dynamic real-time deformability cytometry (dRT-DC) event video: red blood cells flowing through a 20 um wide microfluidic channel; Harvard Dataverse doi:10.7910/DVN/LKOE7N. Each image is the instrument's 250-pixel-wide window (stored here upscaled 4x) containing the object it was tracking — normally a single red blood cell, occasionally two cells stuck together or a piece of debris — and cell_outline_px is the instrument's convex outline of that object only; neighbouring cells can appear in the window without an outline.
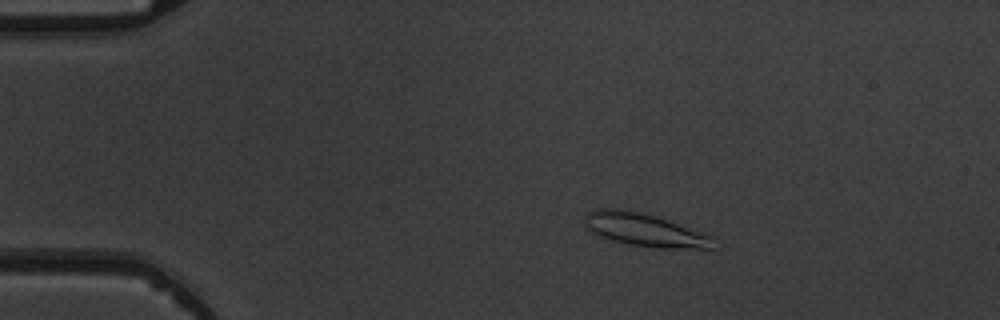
{"species": "common noctule bat (a hibernating species)", "species_latin": "Nyctalus noctula", "temperature_condition": "warm", "stored_images_in_passage": 5, "camera_frame_rate_fps": 3000, "um_per_image_px": 0.085, "animal": {"sex": "male", "body_mass_g": 19.5, "forearm_length_mm": 54.6}, "frame": {"image": 1, "passage_image": 2, "time_ms": 2.0, "image_size_px": [1000, 320], "cell_outline_px": [[716, 236], [712, 248], [652, 248], [628, 244], [612, 240], [588, 232], [584, 224], [584, 216], [588, 212], [596, 208], [624, 208], [644, 212]], "centroid_in_image_um": [54.77, 19.52], "position_along_channel_um": 30.2, "area_um2": 25.37}}
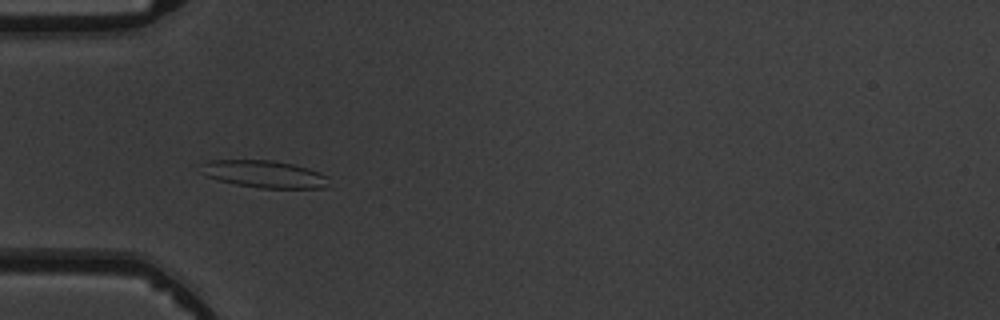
{"frame": {"image": 2, "passage_image": 4, "time_ms": 4.333, "image_size_px": [1000, 320], "cell_outline_px": [[328, 176], [324, 188], [260, 188], [236, 184], [216, 180], [204, 176], [200, 164], [208, 160], [272, 160], [292, 164], [308, 168], [320, 172]], "centroid_in_image_um": [22.41, 14.79], "position_along_channel_um": 62.6, "area_um2": 20.35}}
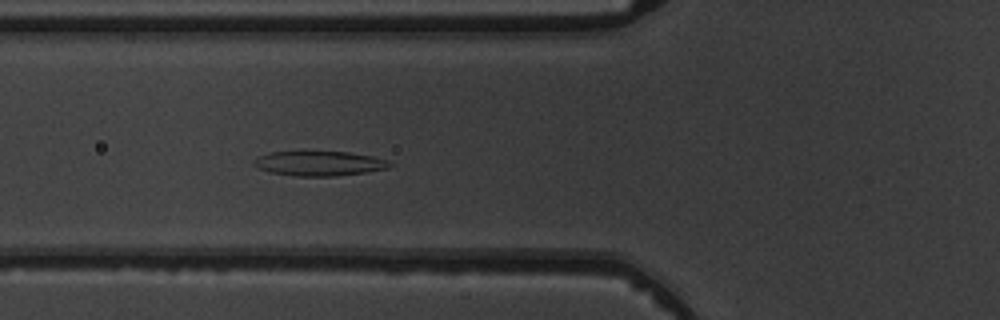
{"frame": {"image": 3, "passage_image": 5, "time_ms": 5.333, "image_size_px": [1000, 320], "cell_outline_px": [[392, 164], [388, 168], [364, 172], [336, 176], [296, 176], [268, 172], [252, 164], [252, 160], [268, 152], [304, 148], [348, 152], [372, 156], [388, 160]], "centroid_in_image_um": [27.05, 13.83], "position_along_channel_um": 98.7, "area_um2": 20.58}}